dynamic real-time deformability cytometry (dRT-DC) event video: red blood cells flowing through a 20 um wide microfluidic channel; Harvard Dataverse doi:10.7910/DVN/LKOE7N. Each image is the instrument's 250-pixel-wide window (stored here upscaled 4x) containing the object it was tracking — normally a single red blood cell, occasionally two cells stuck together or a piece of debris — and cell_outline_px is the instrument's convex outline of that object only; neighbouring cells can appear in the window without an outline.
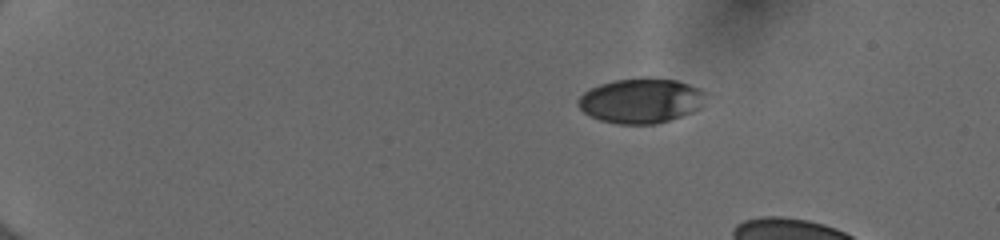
{"species": "human", "species_latin": "Homo sapiens", "temperature_condition": "cold", "stored_images_in_passage": 15, "camera_frame_rate_fps": 3000, "um_per_image_px": 0.085, "donor": {"sex": "female"}, "frame": {"image": 1, "passage_image": 1, "time_ms": 0.0, "image_size_px": [1000, 240], "cell_outline_px": [[704, 92], [700, 108], [692, 112], [656, 124], [620, 124], [600, 120], [584, 112], [576, 104], [576, 100], [584, 92], [600, 84], [616, 80], [648, 76], [676, 80], [700, 88]], "centroid_in_image_um": [54.45, 8.54], "position_along_channel_um": 30.5, "area_um2": 33.29}}
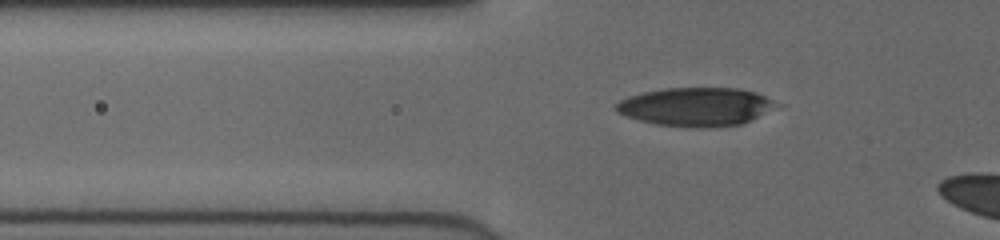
{"frame": {"image": 2, "passage_image": 11, "time_ms": 3.333, "image_size_px": [1000, 240], "cell_outline_px": [[784, 104], [740, 124], [656, 124], [624, 116], [616, 112], [616, 104], [620, 100], [628, 96], [644, 92], [664, 88], [740, 88], [756, 92]], "centroid_in_image_um": [59.17, 9.01], "position_along_channel_um": 66.6, "area_um2": 34.8}}